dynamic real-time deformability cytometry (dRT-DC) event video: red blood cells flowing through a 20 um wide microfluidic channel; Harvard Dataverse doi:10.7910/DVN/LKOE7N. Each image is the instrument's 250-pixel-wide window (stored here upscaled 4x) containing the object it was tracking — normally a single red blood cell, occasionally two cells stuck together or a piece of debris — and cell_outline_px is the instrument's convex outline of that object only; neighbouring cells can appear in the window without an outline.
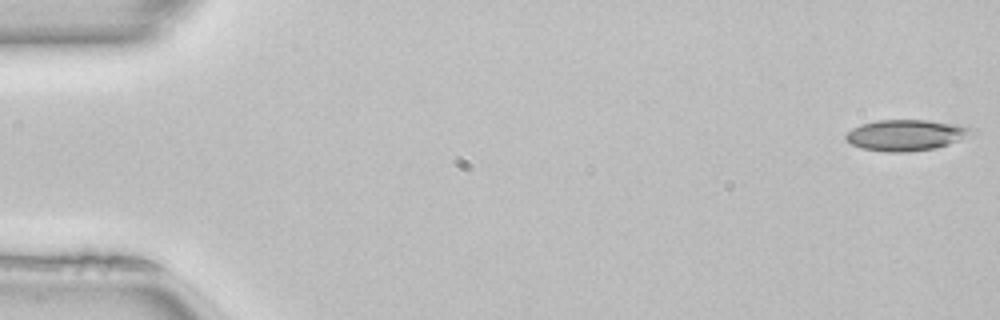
{"species": "common noctule bat (a hibernating species)", "species_latin": "Nyctalus noctula", "temperature_condition": "room temperature", "stored_images_in_passage": 50, "camera_frame_rate_fps": 3000, "um_per_image_px": 0.085, "animal": {"sex": "female", "body_mass_g": 22.7, "forearm_length_mm": 54.2}, "frame": {"image": 1, "passage_image": 1, "time_ms": 0.0, "image_size_px": [1000, 320], "cell_outline_px": [[976, 132], [960, 140], [936, 148], [908, 152], [884, 152], [860, 148], [844, 140], [844, 136], [852, 128], [860, 124], [876, 120], [928, 120], [956, 124], [976, 128]], "centroid_in_image_um": [77.01, 11.48], "position_along_channel_um": 8.0, "area_um2": 23.06}}
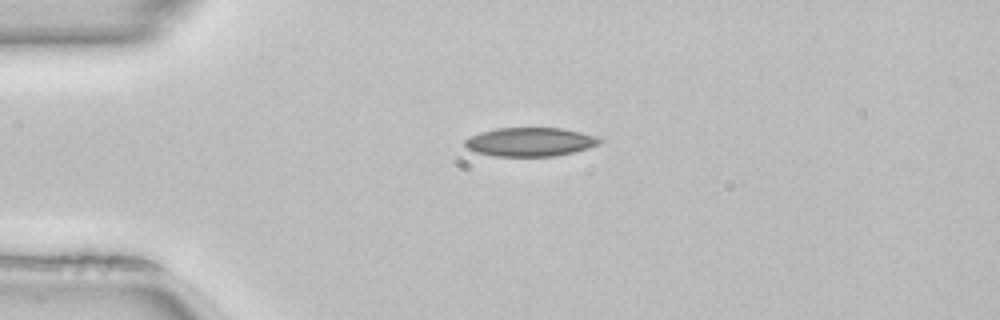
{"frame": {"image": 2, "passage_image": 12, "time_ms": 3.667, "image_size_px": [1000, 320], "cell_outline_px": [[604, 140], [600, 144], [588, 148], [556, 156], [496, 156], [476, 152], [468, 148], [464, 144], [464, 140], [468, 136], [480, 132], [496, 128], [564, 128], [596, 136]], "centroid_in_image_um": [45.06, 12.05], "position_along_channel_um": 39.9, "area_um2": 22.66}}
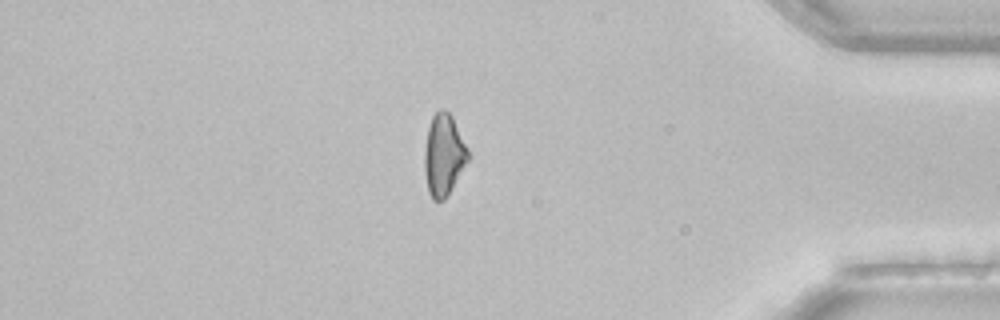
{"frame": {"image": 3, "passage_image": 43, "time_ms": 14.0, "image_size_px": [1000, 320], "cell_outline_px": [[468, 160], [444, 200], [432, 200], [428, 192], [424, 172], [424, 152], [428, 128], [432, 116], [440, 108], [444, 108], [452, 116], [468, 148]], "centroid_in_image_um": [37.69, 13.15], "position_along_channel_um": 397.5, "area_um2": 20.58}, "authors_computed_cell_mechanics": {"area_um2": 22.5131, "velocity_mm_per_s": 4.0714, "shape_relaxation_time_tau1_ms": 5.5673, "shape_relaxation_time_tau2_ms": 9.5862, "deformation_change_tau1": 0.128, "deformation_change_tau2": 0.2003}}